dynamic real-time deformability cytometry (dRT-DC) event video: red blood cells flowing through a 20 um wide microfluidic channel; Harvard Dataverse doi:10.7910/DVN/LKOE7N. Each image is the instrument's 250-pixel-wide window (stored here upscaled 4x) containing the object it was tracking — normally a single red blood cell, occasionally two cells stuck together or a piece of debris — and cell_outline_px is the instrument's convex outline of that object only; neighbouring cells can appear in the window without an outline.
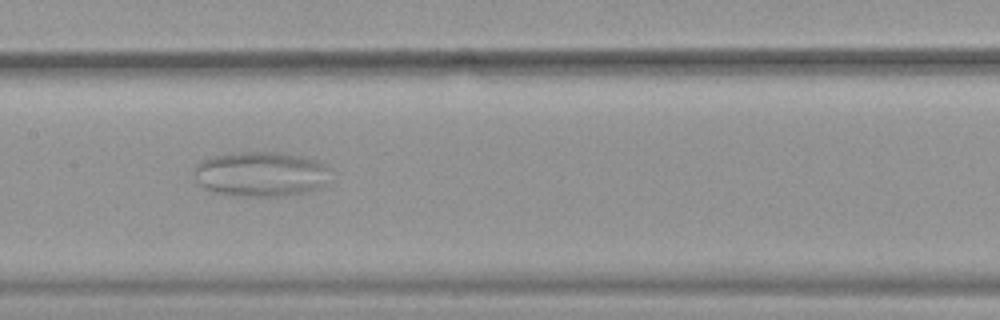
{"species": "common noctule bat (a hibernating species)", "species_latin": "Nyctalus noctula", "temperature_condition": "warm", "stored_images_in_passage": 53, "segment_of_instrument_passage": [2, 2], "camera_frame_rate_fps": 3000, "um_per_image_px": 0.085, "animal": {"sex": "female", "body_mass_g": 19.9}, "frame": {"image": 1, "passage_image": 27, "time_ms": 8.667, "image_size_px": [1000, 320], "cell_outline_px": [[324, 168], [316, 188], [284, 196], [228, 196], [204, 188], [196, 180], [196, 168], [200, 160], [212, 156], [232, 152], [280, 152], [300, 156], [316, 160], [324, 164]], "centroid_in_image_um": [21.99, 14.78], "position_along_channel_um": 185.4, "area_um2": 34.62}}
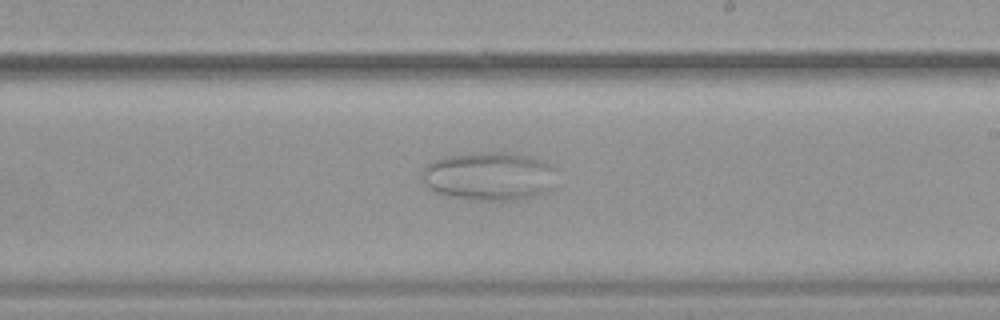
{"frame": {"image": 2, "passage_image": 32, "time_ms": 10.333, "image_size_px": [1000, 320], "cell_outline_px": [[552, 188], [548, 192], [516, 200], [468, 200], [448, 196], [436, 192], [428, 188], [420, 176], [424, 168], [432, 160], [448, 156], [480, 152], [504, 152], [528, 156], [544, 160], [552, 164]], "centroid_in_image_um": [41.54, 14.98], "position_along_channel_um": 247.5, "area_um2": 38.09}}